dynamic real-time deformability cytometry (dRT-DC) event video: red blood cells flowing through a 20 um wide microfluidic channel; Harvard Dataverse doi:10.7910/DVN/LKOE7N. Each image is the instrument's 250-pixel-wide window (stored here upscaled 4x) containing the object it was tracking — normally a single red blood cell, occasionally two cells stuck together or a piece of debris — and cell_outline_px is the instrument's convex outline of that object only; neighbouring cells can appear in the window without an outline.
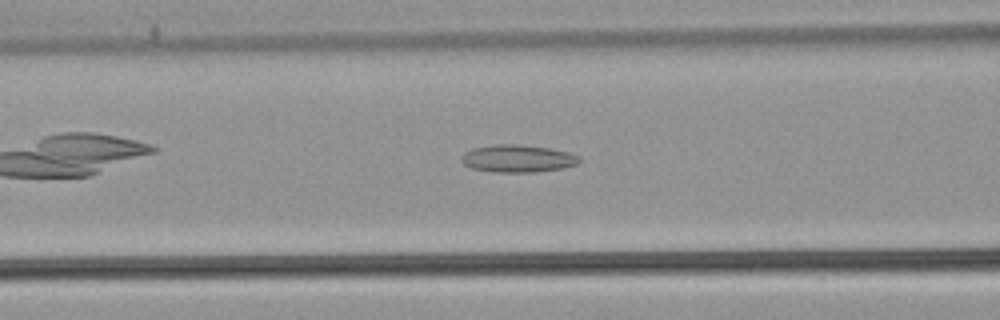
{"species": "common noctule bat (a hibernating species)", "species_latin": "Nyctalus noctula", "temperature_condition": "warm", "stored_images_in_passage": 38, "camera_frame_rate_fps": 3000, "um_per_image_px": 0.085, "animal": {"sex": "male", "body_mass_g": 21.5, "forearm_length_mm": 52.0}, "frame": {"image": 1, "passage_image": 11, "time_ms": 3.333, "image_size_px": [1000, 320], "cell_outline_px": [[580, 164], [564, 168], [536, 172], [492, 172], [472, 168], [464, 164], [460, 160], [464, 152], [472, 148], [496, 144], [516, 144], [548, 148], [568, 152], [580, 156]], "centroid_in_image_um": [44.02, 13.48], "position_along_channel_um": 122.6, "area_um2": 19.02}}
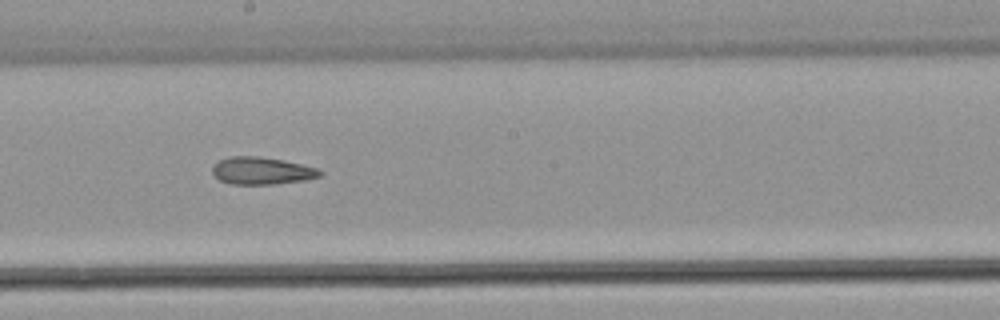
{"frame": {"image": 2, "passage_image": 19, "time_ms": 6.0, "image_size_px": [1000, 320], "cell_outline_px": [[324, 172], [320, 176], [304, 180], [276, 184], [232, 184], [220, 180], [212, 172], [212, 168], [220, 160], [232, 156], [256, 156], [284, 160], [320, 168]], "centroid_in_image_um": [22.31, 14.51], "position_along_channel_um": 225.9, "area_um2": 17.11}}
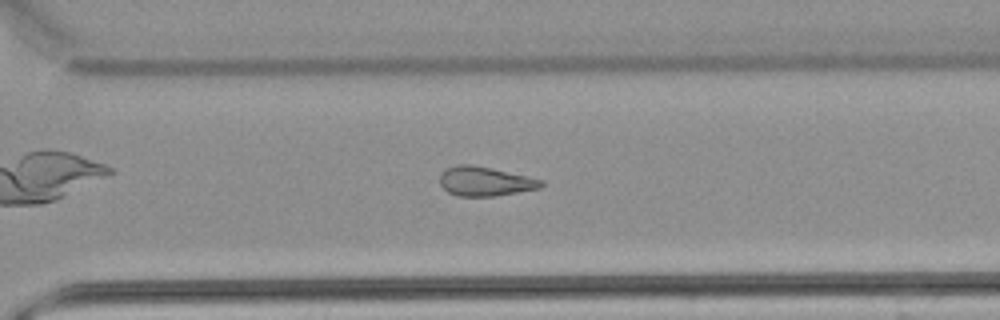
{"frame": {"image": 3, "passage_image": 27, "time_ms": 8.667, "image_size_px": [1000, 320], "cell_outline_px": [[544, 184], [540, 188], [496, 196], [456, 196], [448, 192], [440, 184], [440, 172], [448, 168], [460, 164], [472, 164], [492, 168], [544, 180]], "centroid_in_image_um": [41.23, 15.41], "position_along_channel_um": 329.4, "area_um2": 17.34}, "authors_computed_cell_mechanics": {"area_um2": 17.6868, "velocity_mm_per_s": 3.8868, "shape_relaxation_time_tau1_ms": null, "shape_relaxation_time_tau2_ms": 5.0383, "deformation_change_tau1": null, "deformation_change_tau2": 0.1469}}